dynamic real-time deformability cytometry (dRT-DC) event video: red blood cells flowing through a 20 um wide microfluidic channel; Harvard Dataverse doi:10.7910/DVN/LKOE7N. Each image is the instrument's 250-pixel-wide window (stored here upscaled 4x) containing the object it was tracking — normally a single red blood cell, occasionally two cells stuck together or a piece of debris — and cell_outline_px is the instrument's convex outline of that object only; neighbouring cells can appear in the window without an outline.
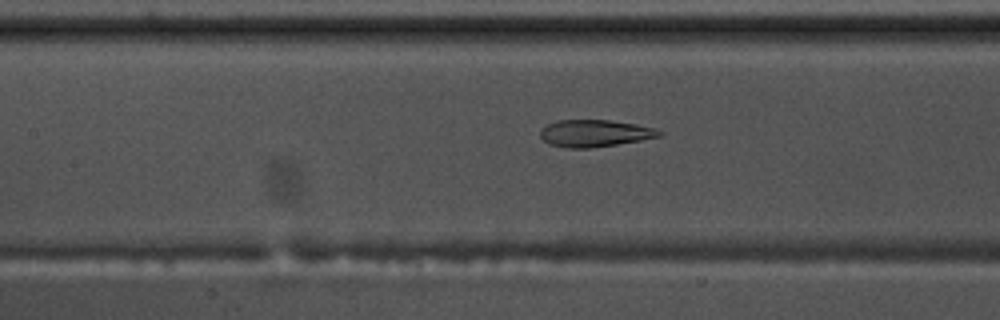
{"species": "common noctule bat (a hibernating species)", "species_latin": "Nyctalus noctula", "temperature_condition": "warm", "stored_images_in_passage": 54, "camera_frame_rate_fps": 3000, "um_per_image_px": 0.085, "animal": {"sex": "male", "body_mass_g": 17.5, "forearm_length_mm": 52.3}, "frame": {"image": 1, "passage_image": 24, "time_ms": 7.667, "image_size_px": [1000, 320], "cell_outline_px": [[664, 132], [660, 136], [640, 140], [616, 144], [588, 148], [568, 148], [548, 144], [540, 136], [540, 128], [548, 124], [560, 120], [608, 120], [636, 124], [656, 128]], "centroid_in_image_um": [50.54, 11.32], "position_along_channel_um": 156.9, "area_um2": 18.67}}
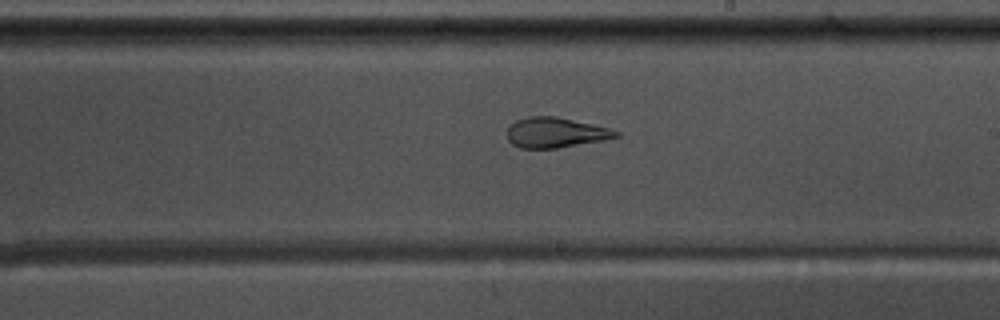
{"frame": {"image": 2, "passage_image": 31, "time_ms": 10.0, "image_size_px": [1000, 320], "cell_outline_px": [[620, 136], [604, 140], [556, 148], [520, 148], [512, 144], [508, 140], [508, 128], [516, 120], [528, 116], [556, 116], [592, 124], [608, 128], [620, 132]], "centroid_in_image_um": [47.21, 11.27], "position_along_channel_um": 241.8, "area_um2": 19.02}}
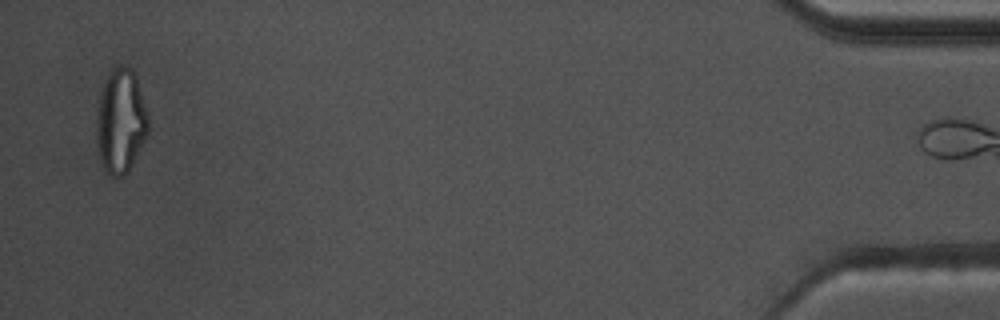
{"frame": {"image": 3, "passage_image": 53, "time_ms": 17.333, "image_size_px": [1000, 320], "cell_outline_px": [[148, 132], [128, 172], [124, 176], [112, 176], [104, 172], [100, 160], [96, 140], [96, 108], [100, 92], [104, 80], [108, 72], [112, 68], [120, 64], [124, 64], [132, 68], [136, 76], [148, 116]], "centroid_in_image_um": [10.22, 10.27], "position_along_channel_um": 425.0, "area_um2": 31.96}, "authors_computed_cell_mechanics": {"area_um2": 22.7732, "velocity_mm_per_s": 3.6632, "shape_relaxation_time_tau1_ms": null, "shape_relaxation_time_tau2_ms": 1.0458, "deformation_change_tau1": null, "deformation_change_tau2": 0.0788}}